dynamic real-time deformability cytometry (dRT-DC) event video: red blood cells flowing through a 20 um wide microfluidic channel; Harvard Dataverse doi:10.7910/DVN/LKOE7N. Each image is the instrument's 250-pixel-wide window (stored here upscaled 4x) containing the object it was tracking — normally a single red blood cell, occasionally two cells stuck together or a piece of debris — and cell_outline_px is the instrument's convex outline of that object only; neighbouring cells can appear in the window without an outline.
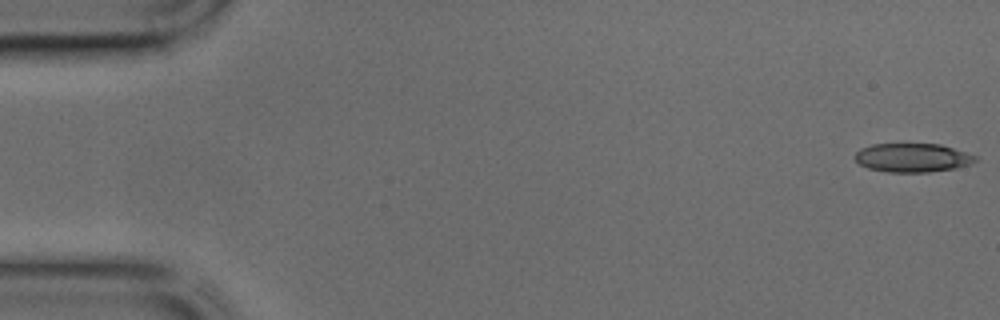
{"species": "common noctule bat (a hibernating species)", "species_latin": "Nyctalus noctula", "temperature_condition": "cold", "stored_images_in_passage": 43, "camera_frame_rate_fps": 3000, "um_per_image_px": 0.085, "animal": {"sex": "male", "body_mass_g": 17.9, "forearm_length_mm": 54.2}, "frame": {"image": 1, "passage_image": 1, "time_ms": 0.0, "image_size_px": [1000, 320], "cell_outline_px": [[976, 160], [968, 164], [956, 168], [928, 172], [888, 172], [868, 168], [860, 164], [856, 160], [856, 152], [860, 148], [872, 144], [940, 144], [976, 156]], "centroid_in_image_um": [77.53, 13.4], "position_along_channel_um": 7.5, "area_um2": 19.94}}
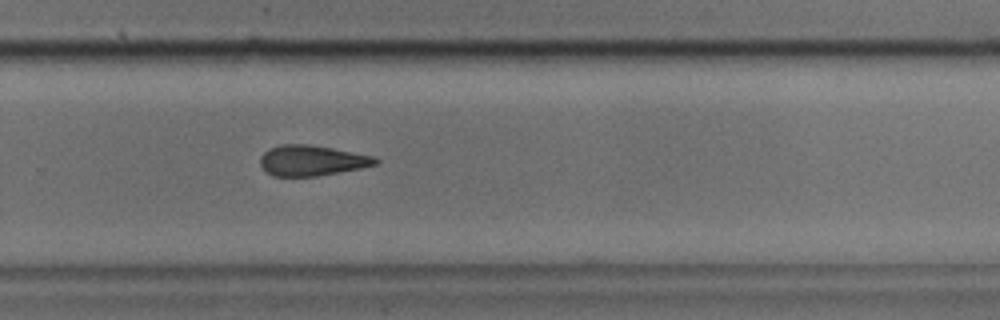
{"frame": {"image": 2, "passage_image": 29, "time_ms": 9.333, "image_size_px": [1000, 320], "cell_outline_px": [[380, 160], [376, 164], [360, 168], [316, 176], [272, 176], [260, 164], [260, 156], [268, 148], [280, 144], [308, 144], [332, 148], [372, 156]], "centroid_in_image_um": [26.46, 13.63], "position_along_channel_um": 303.3, "area_um2": 20.29}}
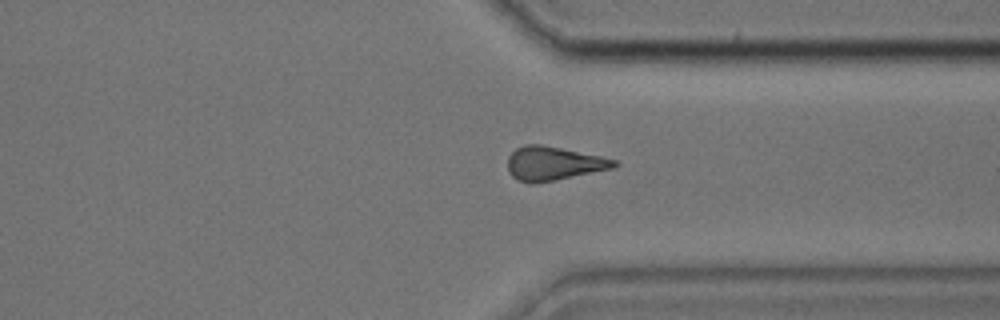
{"frame": {"image": 3, "passage_image": 33, "time_ms": 10.667, "image_size_px": [1000, 320], "cell_outline_px": [[620, 164], [616, 168], [556, 180], [532, 184], [528, 184], [516, 180], [508, 172], [508, 156], [516, 148], [524, 144], [540, 144], [600, 156], [616, 160]], "centroid_in_image_um": [47.04, 13.91], "position_along_channel_um": 364.4, "area_um2": 21.21}}